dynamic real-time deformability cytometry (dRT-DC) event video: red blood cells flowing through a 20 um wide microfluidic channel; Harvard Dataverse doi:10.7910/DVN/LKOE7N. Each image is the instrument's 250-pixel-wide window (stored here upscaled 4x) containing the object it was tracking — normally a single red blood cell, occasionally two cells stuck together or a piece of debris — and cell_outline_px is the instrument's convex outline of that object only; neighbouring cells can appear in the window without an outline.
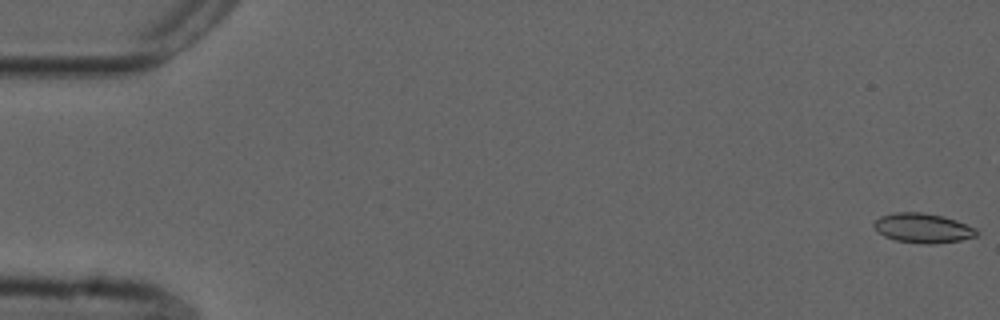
{"species": "common noctule bat (a hibernating species)", "species_latin": "Nyctalus noctula", "temperature_condition": "cold", "stored_images_in_passage": 12, "camera_frame_rate_fps": 3000, "um_per_image_px": 0.085, "animal": {"sex": "male", "forearm_length_mm": 52.5}, "frame": {"image": 1, "passage_image": 1, "time_ms": 0.0, "image_size_px": [1000, 320], "cell_outline_px": [[980, 232], [976, 236], [960, 240], [932, 244], [928, 244], [896, 240], [884, 236], [872, 224], [880, 216], [896, 212], [920, 212], [944, 216], [956, 220], [976, 228]], "centroid_in_image_um": [78.47, 19.38], "position_along_channel_um": 6.5, "area_um2": 17.57}}